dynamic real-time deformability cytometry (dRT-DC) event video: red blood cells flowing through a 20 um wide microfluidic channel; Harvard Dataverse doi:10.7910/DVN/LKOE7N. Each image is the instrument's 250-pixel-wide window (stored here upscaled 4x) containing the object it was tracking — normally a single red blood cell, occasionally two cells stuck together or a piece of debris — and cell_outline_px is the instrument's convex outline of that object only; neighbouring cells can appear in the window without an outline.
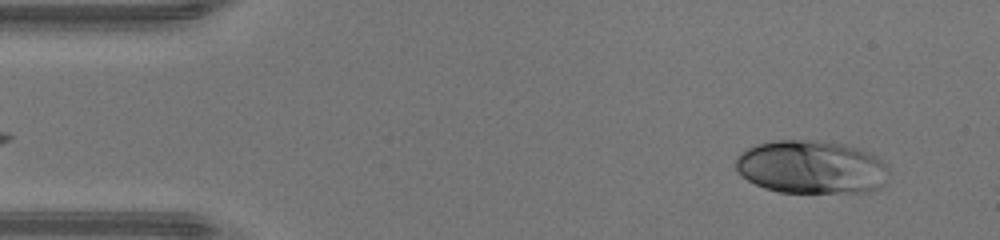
{"species": "human", "species_latin": "Homo sapiens", "temperature_condition": "warm", "stored_images_in_passage": 46, "camera_frame_rate_fps": 3000, "um_per_image_px": 0.085, "donor": {"sex": "male"}, "frame": {"image": 1, "passage_image": 3, "time_ms": 0.667, "image_size_px": [1000, 240], "cell_outline_px": [[888, 172], [884, 184], [880, 188], [868, 192], [780, 192], [764, 188], [748, 180], [736, 168], [736, 156], [740, 152], [756, 144], [772, 140], [820, 140], [844, 144], [860, 148], [876, 156], [888, 168]], "centroid_in_image_um": [68.97, 14.19], "position_along_channel_um": 16.0, "area_um2": 47.74}}
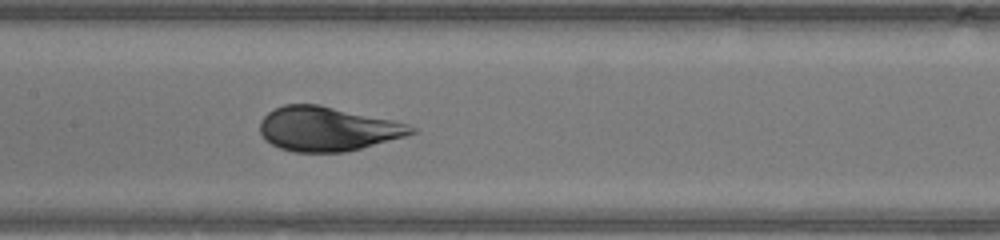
{"frame": {"image": 2, "passage_image": 21, "time_ms": 6.667, "image_size_px": [1000, 240], "cell_outline_px": [[416, 132], [404, 136], [360, 148], [344, 152], [292, 152], [280, 148], [264, 140], [260, 132], [260, 120], [268, 112], [284, 104], [320, 104], [392, 120], [408, 124], [416, 128]], "centroid_in_image_um": [27.79, 10.95], "position_along_channel_um": 179.6, "area_um2": 38.9}}
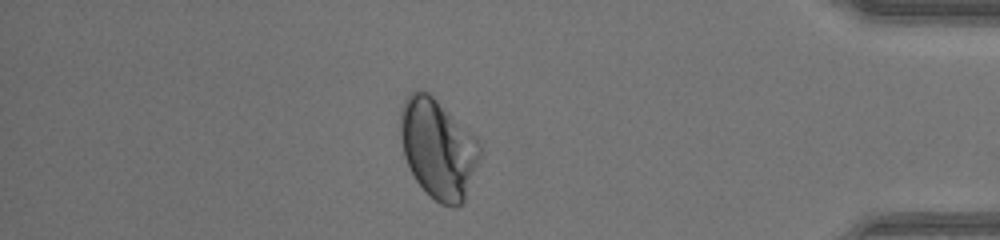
{"frame": {"image": 3, "passage_image": 39, "time_ms": 12.667, "image_size_px": [1000, 240], "cell_outline_px": [[480, 156], [464, 200], [456, 208], [452, 208], [440, 204], [416, 180], [404, 156], [400, 140], [400, 108], [404, 100], [416, 88], [428, 92], [476, 136], [480, 144]], "centroid_in_image_um": [37.22, 12.6], "position_along_channel_um": 398.0, "area_um2": 45.84}, "authors_computed_cell_mechanics": {"area_um2": 44.3326, "velocity_mm_per_s": 4.333, "shape_relaxation_time_tau1_ms": 3.0673, "shape_relaxation_time_tau2_ms": null, "deformation_change_tau1": 0.1539, "deformation_change_tau2": null}}